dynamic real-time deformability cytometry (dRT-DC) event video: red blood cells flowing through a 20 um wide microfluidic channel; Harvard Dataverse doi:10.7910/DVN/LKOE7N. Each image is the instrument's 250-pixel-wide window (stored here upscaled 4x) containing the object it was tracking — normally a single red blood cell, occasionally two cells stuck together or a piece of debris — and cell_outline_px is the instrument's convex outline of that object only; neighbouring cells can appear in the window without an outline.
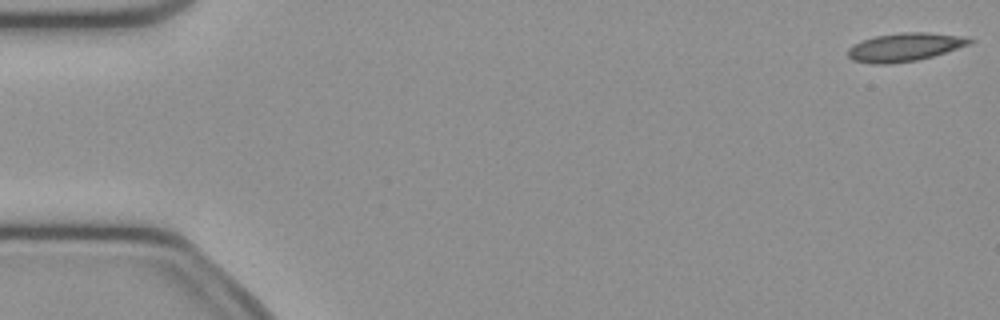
{"species": "common noctule bat (a hibernating species)", "species_latin": "Nyctalus noctula", "temperature_condition": "cold", "stored_images_in_passage": 52, "camera_frame_rate_fps": 3000, "um_per_image_px": 0.085, "animal": {"sex": "female", "body_mass_g": 21.9}, "frame": {"image": 1, "passage_image": 1, "time_ms": 0.0, "image_size_px": [1000, 320], "cell_outline_px": [[976, 40], [972, 44], [932, 56], [916, 60], [888, 64], [872, 64], [852, 60], [848, 56], [848, 48], [864, 40], [876, 36], [900, 32], [924, 32], [964, 36]], "centroid_in_image_um": [76.94, 4.0], "position_along_channel_um": 8.1, "area_um2": 20.0}}
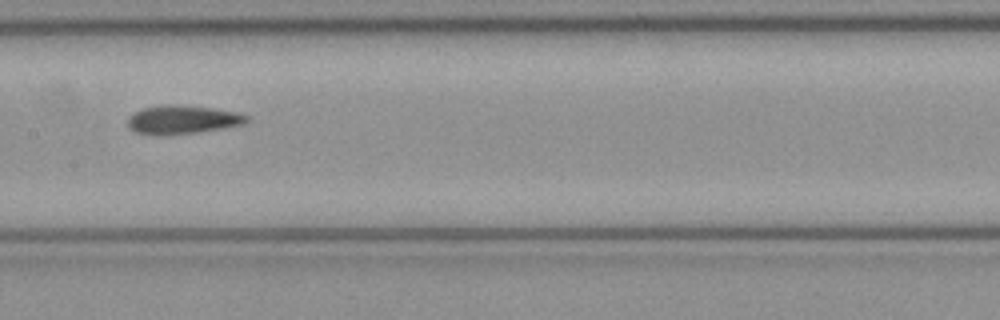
{"frame": {"image": 2, "passage_image": 26, "time_ms": 8.333, "image_size_px": [1000, 320], "cell_outline_px": [[248, 120], [244, 124], [224, 128], [196, 132], [136, 132], [128, 128], [128, 116], [144, 108], [160, 104], [172, 104], [212, 108], [236, 112], [248, 116]], "centroid_in_image_um": [15.55, 10.12], "position_along_channel_um": 191.8, "area_um2": 18.96}}
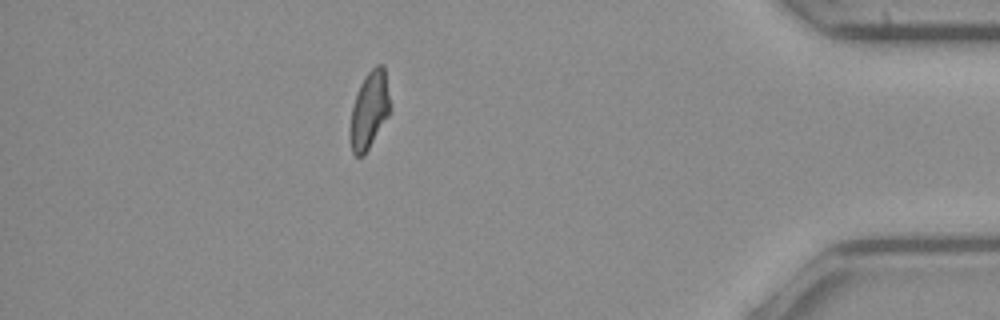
{"frame": {"image": 3, "passage_image": 46, "time_ms": 15.0, "image_size_px": [1000, 320], "cell_outline_px": [[392, 112], [364, 156], [356, 156], [352, 152], [348, 136], [348, 132], [352, 108], [356, 92], [364, 76], [376, 64], [384, 64], [392, 108]], "centroid_in_image_um": [31.4, 9.37], "position_along_channel_um": 403.8, "area_um2": 18.79}, "authors_computed_cell_mechanics": {"area_um2": 19.363, "velocity_mm_per_s": 3.8978, "shape_relaxation_time_tau1_ms": null, "shape_relaxation_time_tau2_ms": 2.5211, "deformation_change_tau1": null, "deformation_change_tau2": 0.0923}}